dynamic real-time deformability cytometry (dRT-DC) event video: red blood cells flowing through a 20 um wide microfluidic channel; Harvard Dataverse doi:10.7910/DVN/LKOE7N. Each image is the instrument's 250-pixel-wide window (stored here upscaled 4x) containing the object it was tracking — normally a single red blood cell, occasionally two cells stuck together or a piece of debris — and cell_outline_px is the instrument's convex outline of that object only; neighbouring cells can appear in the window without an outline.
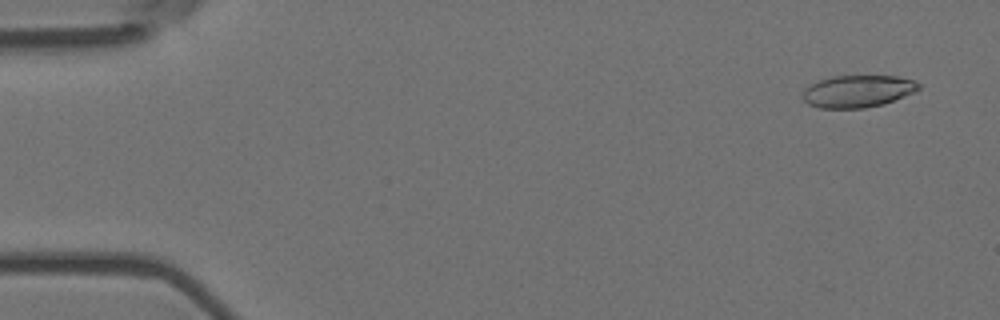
{"species": "Egyptian fruit bat (a non-hibernating species)", "species_latin": "Rousettus aegyptiacus", "temperature_condition": "room temperature", "stored_images_in_passage": 56, "camera_frame_rate_fps": 3000, "um_per_image_px": 0.085, "animal": {"sex": "female"}, "frame": {"image": 1, "passage_image": 3, "time_ms": 0.667, "image_size_px": [1000, 320], "cell_outline_px": [[920, 88], [916, 92], [884, 104], [864, 108], [820, 108], [808, 104], [800, 96], [804, 88], [808, 84], [832, 76], [896, 76], [916, 80], [920, 84]], "centroid_in_image_um": [72.9, 7.75], "position_along_channel_um": 12.1, "area_um2": 22.08}}
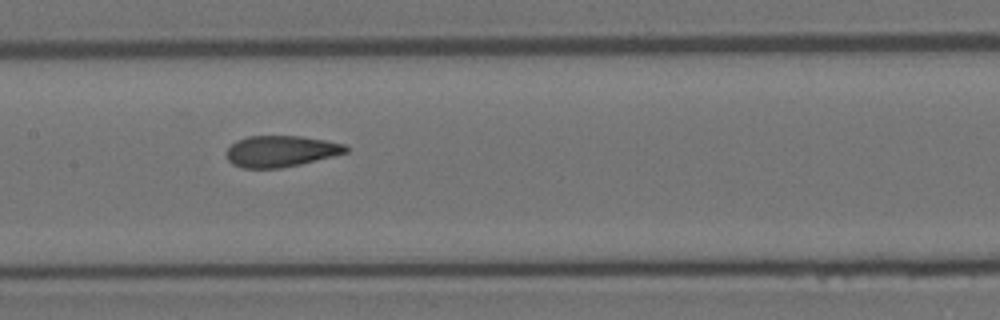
{"frame": {"image": 2, "passage_image": 27, "time_ms": 8.667, "image_size_px": [1000, 320], "cell_outline_px": [[348, 152], [300, 164], [280, 168], [240, 168], [232, 164], [228, 160], [228, 148], [236, 140], [248, 136], [300, 136], [324, 140], [344, 144], [348, 148]], "centroid_in_image_um": [23.85, 12.85], "position_along_channel_um": 183.5, "area_um2": 21.56}}
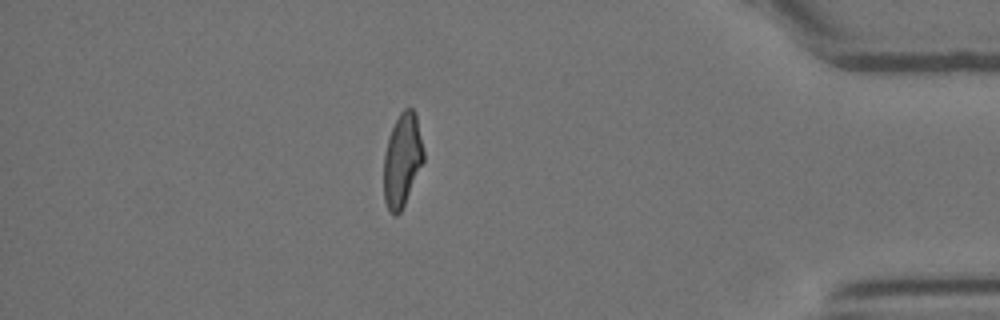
{"frame": {"image": 3, "passage_image": 48, "time_ms": 15.667, "image_size_px": [1000, 320], "cell_outline_px": [[424, 160], [404, 204], [400, 212], [396, 216], [392, 216], [384, 200], [384, 152], [388, 136], [400, 112], [404, 108], [412, 108], [416, 112], [424, 152]], "centroid_in_image_um": [34.18, 13.58], "position_along_channel_um": 401.0, "area_um2": 21.62}, "authors_computed_cell_mechanics": {"area_um2": 22.2819, "velocity_mm_per_s": 3.6842, "shape_relaxation_time_tau1_ms": 6.1406, "shape_relaxation_time_tau2_ms": 1.4089, "deformation_change_tau1": 0.1889, "deformation_change_tau2": 0.0826}}